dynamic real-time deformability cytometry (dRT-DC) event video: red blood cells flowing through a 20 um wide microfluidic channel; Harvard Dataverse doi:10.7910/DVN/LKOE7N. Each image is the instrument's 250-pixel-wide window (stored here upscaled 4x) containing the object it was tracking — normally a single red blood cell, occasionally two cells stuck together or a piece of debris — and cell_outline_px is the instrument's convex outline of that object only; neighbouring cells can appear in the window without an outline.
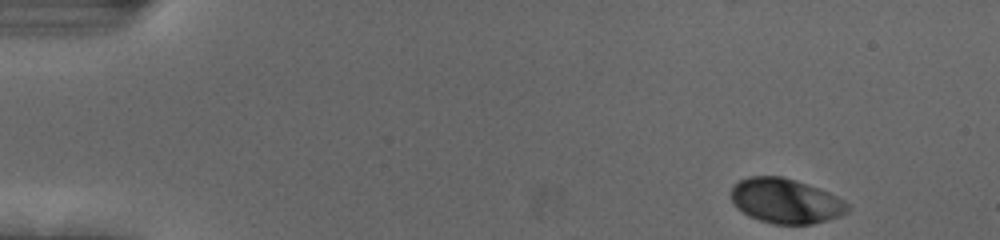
{"species": "human", "species_latin": "Homo sapiens", "temperature_condition": "cold", "stored_images_in_passage": 51, "camera_frame_rate_fps": 3000, "um_per_image_px": 0.085, "donor": {"sex": "female"}, "frame": {"image": 1, "passage_image": 1, "time_ms": 0.0, "image_size_px": [1000, 240], "cell_outline_px": [[848, 212], [840, 216], [828, 220], [812, 224], [772, 224], [748, 216], [736, 208], [732, 200], [732, 184], [748, 176], [780, 176], [796, 180], [820, 188], [844, 200], [848, 204]], "centroid_in_image_um": [66.77, 17.08], "position_along_channel_um": 18.2, "area_um2": 30.63}}
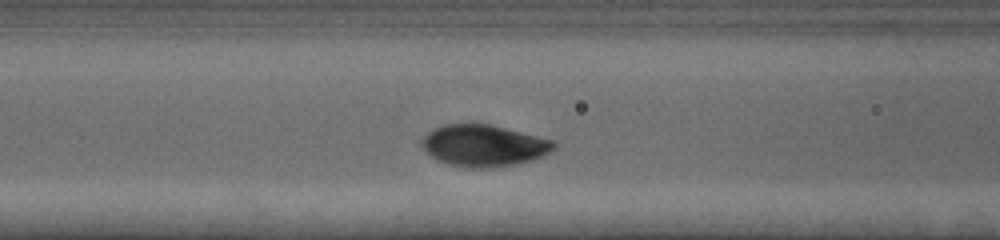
{"frame": {"image": 2, "passage_image": 19, "time_ms": 6.0, "image_size_px": [1000, 240], "cell_outline_px": [[556, 148], [544, 156], [532, 160], [516, 164], [492, 168], [472, 168], [448, 164], [436, 160], [420, 144], [424, 136], [432, 128], [444, 124], [488, 124], [552, 140], [556, 144]], "centroid_in_image_um": [41.11, 12.39], "position_along_channel_um": 125.5, "area_um2": 31.91}}
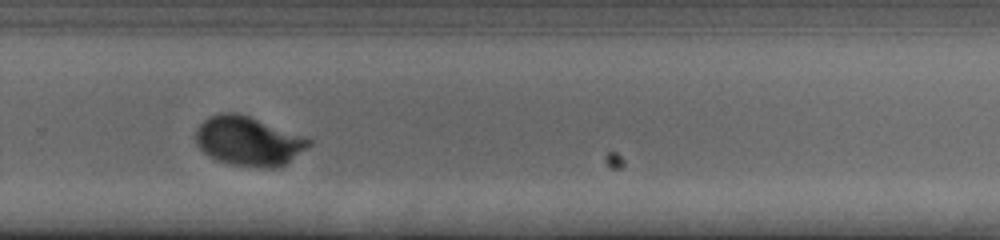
{"frame": {"image": 3, "passage_image": 34, "time_ms": 11.0, "image_size_px": [1000, 240], "cell_outline_px": [[312, 144], [284, 164], [276, 168], [260, 168], [228, 164], [216, 160], [204, 152], [196, 144], [196, 128], [208, 116], [220, 112], [236, 112], [248, 116], [304, 136], [312, 140]], "centroid_in_image_um": [21.09, 11.99], "position_along_channel_um": 308.7, "area_um2": 32.43}, "authors_computed_cell_mechanics": {"area_um2": 31.6166, "velocity_mm_per_s": 3.682, "shape_relaxation_time_tau1_ms": 2.3728, "shape_relaxation_time_tau2_ms": null, "deformation_change_tau1": 0.1498, "deformation_change_tau2": null}}